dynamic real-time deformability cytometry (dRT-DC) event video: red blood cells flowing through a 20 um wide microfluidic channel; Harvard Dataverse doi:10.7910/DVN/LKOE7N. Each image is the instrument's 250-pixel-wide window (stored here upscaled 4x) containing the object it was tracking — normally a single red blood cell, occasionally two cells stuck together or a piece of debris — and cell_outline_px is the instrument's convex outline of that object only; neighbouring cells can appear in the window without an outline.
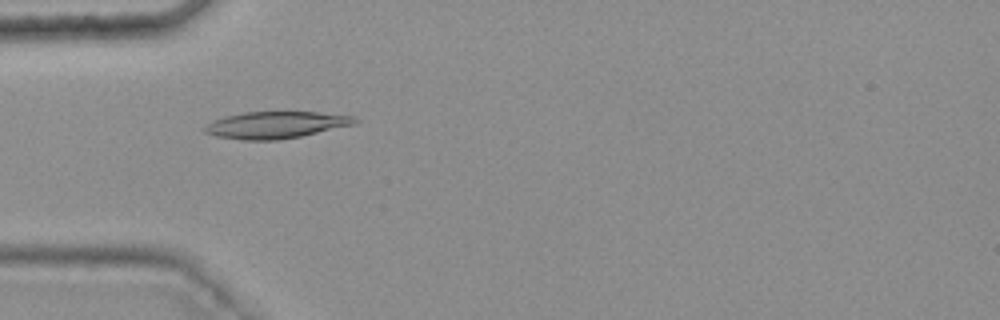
{"species": "common noctule bat (a hibernating species)", "species_latin": "Nyctalus noctula", "temperature_condition": "warm", "stored_images_in_passage": 33, "camera_frame_rate_fps": 3000, "um_per_image_px": 0.085, "animal": {"sex": "female", "body_mass_g": 25.1}, "frame": {"image": 1, "passage_image": 1, "time_ms": 0.0, "image_size_px": [1000, 320], "cell_outline_px": [[360, 120], [356, 124], [300, 136], [280, 140], [244, 140], [216, 136], [204, 132], [200, 128], [204, 124], [212, 120], [224, 116], [244, 112], [316, 112], [352, 116]], "centroid_in_image_um": [23.38, 10.62], "position_along_channel_um": 61.6, "area_um2": 23.64}}
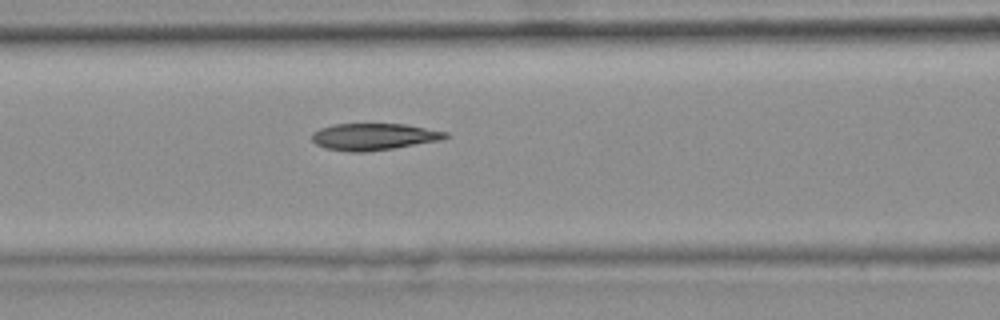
{"frame": {"image": 2, "passage_image": 7, "time_ms": 2.0, "image_size_px": [1000, 320], "cell_outline_px": [[452, 136], [444, 140], [392, 148], [364, 152], [348, 152], [324, 148], [316, 144], [312, 140], [312, 132], [320, 128], [332, 124], [404, 124], [448, 132]], "centroid_in_image_um": [31.79, 11.62], "position_along_channel_um": 134.8, "area_um2": 21.04}}
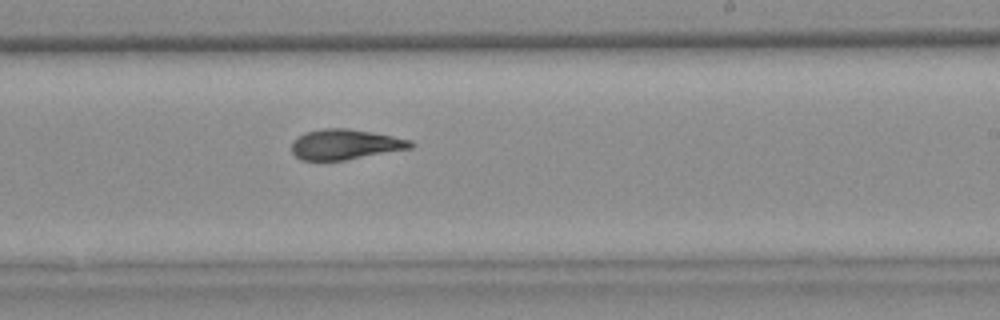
{"frame": {"image": 3, "passage_image": 17, "time_ms": 5.333, "image_size_px": [1000, 320], "cell_outline_px": [[416, 144], [412, 148], [344, 160], [300, 160], [292, 152], [292, 140], [296, 136], [304, 132], [324, 128], [348, 128], [372, 132], [412, 140]], "centroid_in_image_um": [29.33, 12.26], "position_along_channel_um": 259.7, "area_um2": 21.1}, "authors_computed_cell_mechanics": {"area_um2": 21.3282, "velocity_mm_per_s": 3.7578, "shape_relaxation_time_tau1_ms": null, "shape_relaxation_time_tau2_ms": 3.9568, "deformation_change_tau1": null, "deformation_change_tau2": 0.109}}